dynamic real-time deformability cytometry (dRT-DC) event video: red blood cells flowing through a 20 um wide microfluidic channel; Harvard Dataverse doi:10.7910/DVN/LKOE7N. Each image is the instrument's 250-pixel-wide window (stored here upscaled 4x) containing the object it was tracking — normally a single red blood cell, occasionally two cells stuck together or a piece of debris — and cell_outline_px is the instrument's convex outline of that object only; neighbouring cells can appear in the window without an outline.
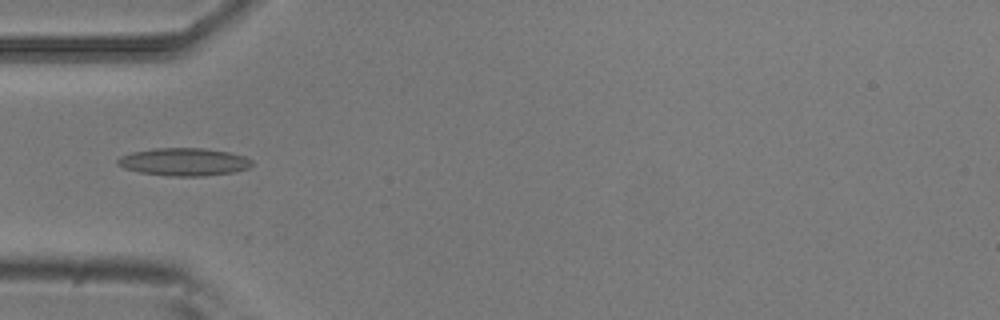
{"species": "common noctule bat (a hibernating species)", "species_latin": "Nyctalus noctula", "temperature_condition": "room temperature", "stored_images_in_passage": 4, "camera_frame_rate_fps": 3000, "um_per_image_px": 0.085, "animal": {"sex": "male", "body_mass_g": 20.5, "forearm_length_mm": 52.5}, "frame": {"image": 1, "passage_image": 4, "time_ms": 1.0, "image_size_px": [1000, 320], "cell_outline_px": [[252, 164], [248, 168], [236, 172], [204, 176], [168, 176], [140, 172], [124, 168], [116, 164], [116, 160], [120, 156], [132, 152], [156, 148], [204, 148], [228, 152], [244, 156], [252, 160]], "centroid_in_image_um": [15.63, 13.76], "position_along_channel_um": 69.4, "area_um2": 21.79}}